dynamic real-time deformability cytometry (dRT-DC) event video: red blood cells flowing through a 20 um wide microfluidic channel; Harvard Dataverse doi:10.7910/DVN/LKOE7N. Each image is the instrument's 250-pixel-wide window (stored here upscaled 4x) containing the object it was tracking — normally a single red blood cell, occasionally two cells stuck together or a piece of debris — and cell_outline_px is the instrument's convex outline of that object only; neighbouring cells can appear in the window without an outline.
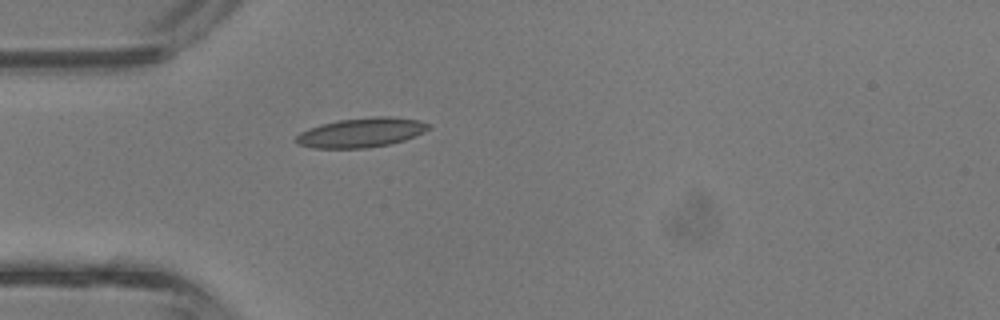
{"species": "common noctule bat (a hibernating species)", "species_latin": "Nyctalus noctula", "temperature_condition": "room temperature", "stored_images_in_passage": 3, "camera_frame_rate_fps": 3000, "um_per_image_px": 0.085, "animal": {"sex": "male", "body_mass_g": 13.3}, "frame": {"image": 1, "passage_image": 3, "time_ms": 0.667, "image_size_px": [1000, 320], "cell_outline_px": [[432, 124], [424, 132], [416, 136], [392, 144], [368, 148], [312, 148], [296, 144], [292, 140], [300, 132], [308, 128], [320, 124], [340, 120], [372, 116], [388, 116], [420, 120]], "centroid_in_image_um": [30.69, 11.27], "position_along_channel_um": 54.3, "area_um2": 23.12}}